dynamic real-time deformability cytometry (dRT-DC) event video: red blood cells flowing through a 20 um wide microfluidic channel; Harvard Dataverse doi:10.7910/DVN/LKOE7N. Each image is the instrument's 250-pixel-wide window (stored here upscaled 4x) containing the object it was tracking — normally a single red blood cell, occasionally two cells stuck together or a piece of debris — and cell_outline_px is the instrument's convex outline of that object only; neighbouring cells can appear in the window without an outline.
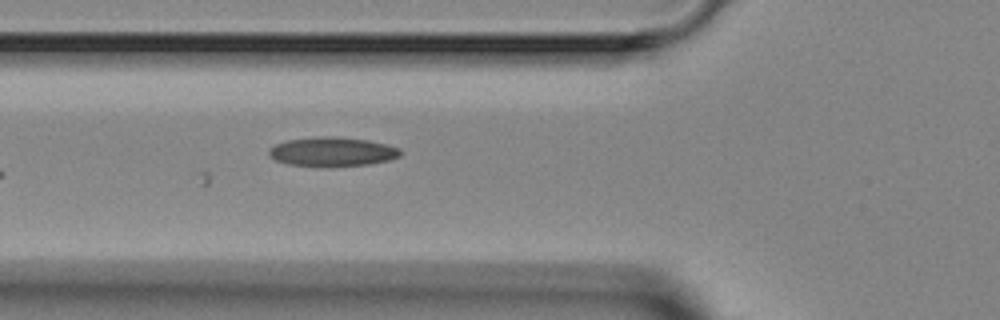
{"species": "Egyptian fruit bat (a non-hibernating species)", "species_latin": "Rousettus aegyptiacus", "temperature_condition": "room temperature", "stored_images_in_passage": 5, "camera_frame_rate_fps": 3000, "um_per_image_px": 0.085, "animal": {"sex": "female"}, "frame": {"image": 1, "passage_image": 5, "time_ms": 4.667, "image_size_px": [1000, 320], "cell_outline_px": [[400, 156], [388, 160], [368, 164], [328, 168], [316, 168], [288, 164], [276, 160], [268, 152], [268, 148], [276, 144], [288, 140], [320, 136], [332, 136], [368, 140], [388, 144], [400, 148]], "centroid_in_image_um": [28.24, 12.92], "position_along_channel_um": 97.6, "area_um2": 22.77}}